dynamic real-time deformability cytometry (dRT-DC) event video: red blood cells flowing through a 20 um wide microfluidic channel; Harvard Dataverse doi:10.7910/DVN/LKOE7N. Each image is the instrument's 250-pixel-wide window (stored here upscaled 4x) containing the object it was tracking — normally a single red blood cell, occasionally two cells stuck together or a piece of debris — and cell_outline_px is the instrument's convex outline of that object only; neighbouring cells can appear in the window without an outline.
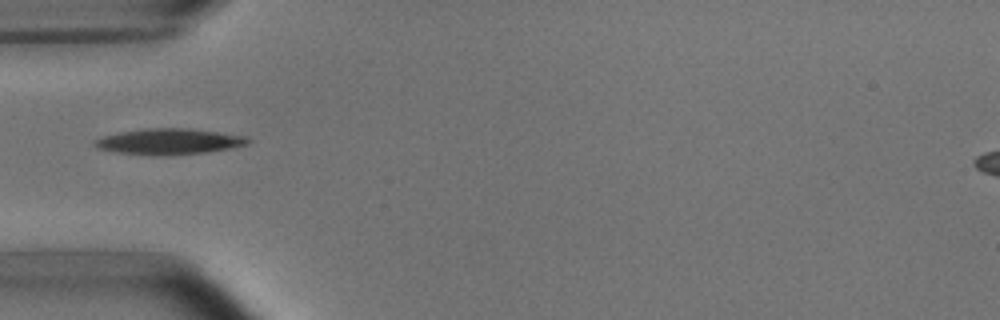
{"species": "common noctule bat (a hibernating species)", "species_latin": "Nyctalus noctula", "temperature_condition": "room temperature", "stored_images_in_passage": 3, "camera_frame_rate_fps": 3000, "um_per_image_px": 0.085, "animal": {"sex": "male", "body_mass_g": 15.6}, "frame": {"image": 1, "passage_image": 3, "time_ms": 3.333, "image_size_px": [1000, 320], "cell_outline_px": [[252, 140], [248, 144], [232, 148], [204, 152], [164, 156], [156, 156], [116, 152], [100, 148], [92, 144], [96, 140], [104, 136], [120, 132], [148, 128], [188, 128], [244, 136]], "centroid_in_image_um": [14.39, 12.03], "position_along_channel_um": 70.6, "area_um2": 22.89}}